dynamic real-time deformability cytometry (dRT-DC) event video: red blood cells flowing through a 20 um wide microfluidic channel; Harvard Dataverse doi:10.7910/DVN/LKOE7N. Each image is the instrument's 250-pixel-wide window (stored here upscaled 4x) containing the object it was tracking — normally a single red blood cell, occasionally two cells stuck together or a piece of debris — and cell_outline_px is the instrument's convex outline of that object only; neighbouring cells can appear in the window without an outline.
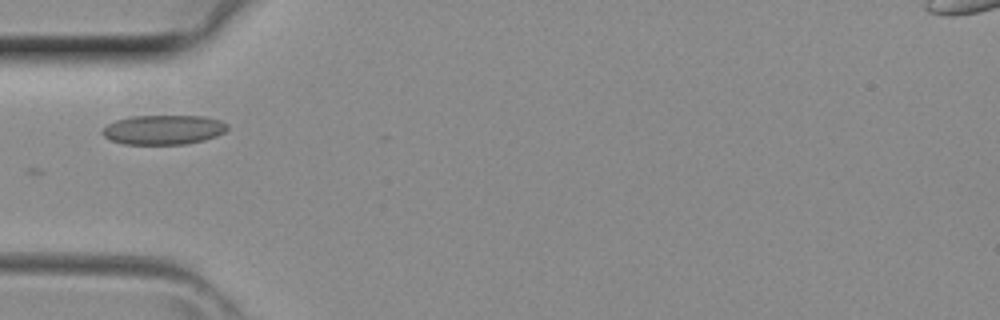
{"species": "common noctule bat (a hibernating species)", "species_latin": "Nyctalus noctula", "temperature_condition": "room temperature", "stored_images_in_passage": 30, "camera_frame_rate_fps": 3000, "um_per_image_px": 0.085, "animal": {"sex": "female", "body_mass_g": 29.2, "forearm_length_mm": 56.3}, "frame": {"image": 1, "passage_image": 1, "time_ms": 0.0, "image_size_px": [1000, 320], "cell_outline_px": [[228, 128], [224, 132], [216, 136], [204, 140], [184, 144], [124, 144], [112, 140], [104, 136], [100, 132], [108, 124], [116, 120], [128, 116], [204, 116], [220, 120], [228, 124]], "centroid_in_image_um": [13.9, 11.02], "position_along_channel_um": 71.1, "area_um2": 21.5}}
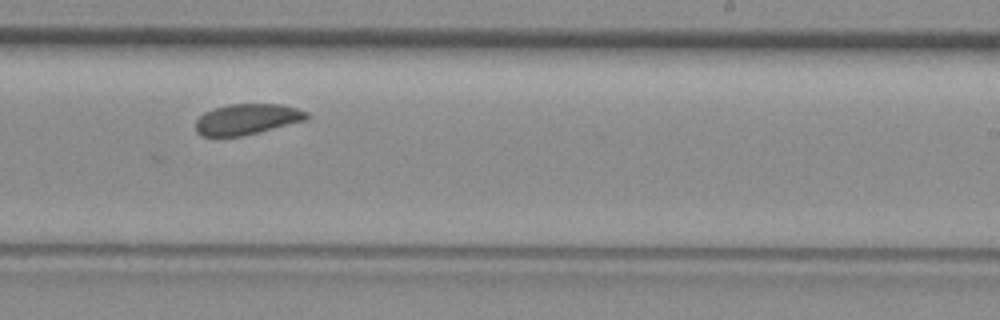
{"frame": {"image": 2, "passage_image": 13, "time_ms": 4.0, "image_size_px": [1000, 320], "cell_outline_px": [[308, 120], [244, 136], [200, 136], [196, 132], [196, 120], [204, 112], [228, 104], [280, 104], [296, 108], [308, 112]], "centroid_in_image_um": [21.01, 10.14], "position_along_channel_um": 268.0, "area_um2": 20.0}}
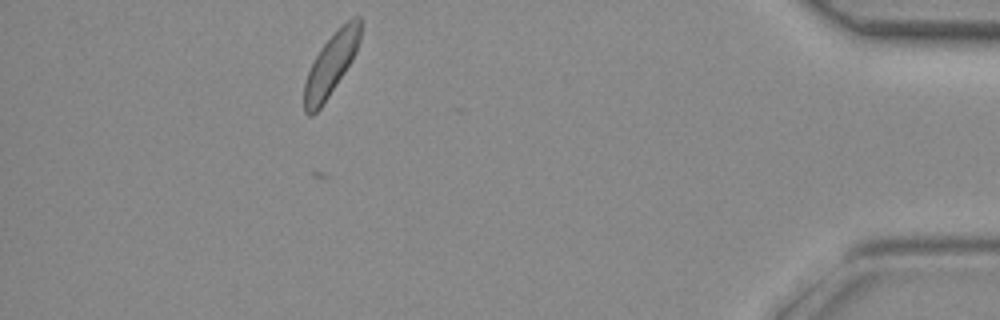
{"frame": {"image": 3, "passage_image": 25, "time_ms": 8.0, "image_size_px": [1000, 320], "cell_outline_px": [[364, 24], [360, 40], [356, 52], [352, 60], [320, 108], [312, 116], [308, 116], [304, 112], [304, 84], [308, 72], [320, 48], [352, 16], [360, 16], [364, 20]], "centroid_in_image_um": [28.17, 5.44], "position_along_channel_um": 407.0, "area_um2": 20.11}}